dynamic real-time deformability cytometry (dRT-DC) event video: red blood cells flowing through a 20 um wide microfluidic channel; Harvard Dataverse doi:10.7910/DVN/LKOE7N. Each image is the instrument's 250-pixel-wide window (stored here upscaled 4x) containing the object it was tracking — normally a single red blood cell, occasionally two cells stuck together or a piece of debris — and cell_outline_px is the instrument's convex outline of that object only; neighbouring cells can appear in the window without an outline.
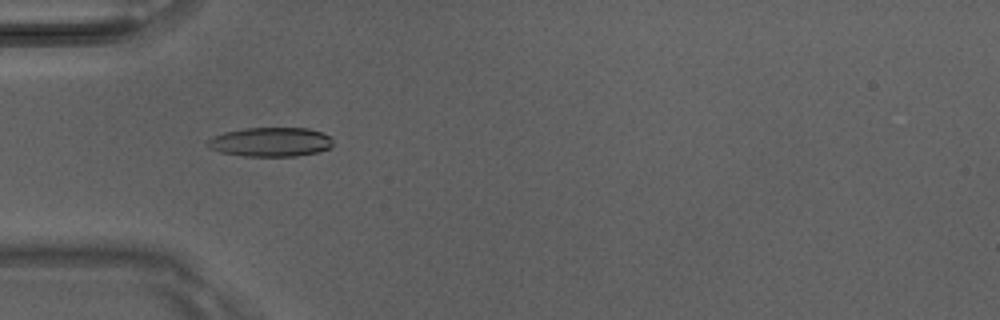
{"species": "Egyptian fruit bat (a non-hibernating species)", "species_latin": "Rousettus aegyptiacus", "temperature_condition": "room temperature", "stored_images_in_passage": 5, "camera_frame_rate_fps": 3000, "um_per_image_px": 0.085, "animal": {"sex": "male"}, "frame": {"image": 1, "passage_image": 4, "time_ms": 1.0, "image_size_px": [1000, 320], "cell_outline_px": [[332, 148], [320, 152], [296, 156], [244, 156], [220, 152], [208, 148], [204, 144], [212, 136], [224, 132], [244, 128], [308, 128], [320, 132], [328, 136], [332, 140]], "centroid_in_image_um": [22.97, 12.07], "position_along_channel_um": 62.0, "area_um2": 21.56}}